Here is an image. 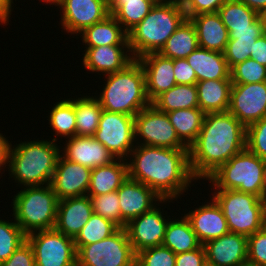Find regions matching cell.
Returning a JSON list of instances; mask_svg holds the SVG:
<instances>
[{"label": "cell", "mask_w": 266, "mask_h": 266, "mask_svg": "<svg viewBox=\"0 0 266 266\" xmlns=\"http://www.w3.org/2000/svg\"><path fill=\"white\" fill-rule=\"evenodd\" d=\"M167 115L178 137L189 147L200 133L205 113L198 107L173 110Z\"/></svg>", "instance_id": "obj_35"}, {"label": "cell", "mask_w": 266, "mask_h": 266, "mask_svg": "<svg viewBox=\"0 0 266 266\" xmlns=\"http://www.w3.org/2000/svg\"><path fill=\"white\" fill-rule=\"evenodd\" d=\"M175 266H207L204 246L176 255Z\"/></svg>", "instance_id": "obj_48"}, {"label": "cell", "mask_w": 266, "mask_h": 266, "mask_svg": "<svg viewBox=\"0 0 266 266\" xmlns=\"http://www.w3.org/2000/svg\"><path fill=\"white\" fill-rule=\"evenodd\" d=\"M124 266H140V263L137 260V258L135 257L131 262H129L128 264H126Z\"/></svg>", "instance_id": "obj_54"}, {"label": "cell", "mask_w": 266, "mask_h": 266, "mask_svg": "<svg viewBox=\"0 0 266 266\" xmlns=\"http://www.w3.org/2000/svg\"><path fill=\"white\" fill-rule=\"evenodd\" d=\"M186 60L194 69L197 82L211 79H231L230 68L224 53L198 47L186 57Z\"/></svg>", "instance_id": "obj_25"}, {"label": "cell", "mask_w": 266, "mask_h": 266, "mask_svg": "<svg viewBox=\"0 0 266 266\" xmlns=\"http://www.w3.org/2000/svg\"><path fill=\"white\" fill-rule=\"evenodd\" d=\"M151 104L159 111L165 113L178 109L198 108L196 84H176L168 91L159 95Z\"/></svg>", "instance_id": "obj_34"}, {"label": "cell", "mask_w": 266, "mask_h": 266, "mask_svg": "<svg viewBox=\"0 0 266 266\" xmlns=\"http://www.w3.org/2000/svg\"><path fill=\"white\" fill-rule=\"evenodd\" d=\"M262 36L266 39V21L262 18Z\"/></svg>", "instance_id": "obj_55"}, {"label": "cell", "mask_w": 266, "mask_h": 266, "mask_svg": "<svg viewBox=\"0 0 266 266\" xmlns=\"http://www.w3.org/2000/svg\"><path fill=\"white\" fill-rule=\"evenodd\" d=\"M246 4L249 8L253 9L259 15L266 12V0H239Z\"/></svg>", "instance_id": "obj_53"}, {"label": "cell", "mask_w": 266, "mask_h": 266, "mask_svg": "<svg viewBox=\"0 0 266 266\" xmlns=\"http://www.w3.org/2000/svg\"><path fill=\"white\" fill-rule=\"evenodd\" d=\"M228 112L246 128L266 117V81L232 84Z\"/></svg>", "instance_id": "obj_13"}, {"label": "cell", "mask_w": 266, "mask_h": 266, "mask_svg": "<svg viewBox=\"0 0 266 266\" xmlns=\"http://www.w3.org/2000/svg\"><path fill=\"white\" fill-rule=\"evenodd\" d=\"M207 266H240L247 263V237L228 232L204 245Z\"/></svg>", "instance_id": "obj_18"}, {"label": "cell", "mask_w": 266, "mask_h": 266, "mask_svg": "<svg viewBox=\"0 0 266 266\" xmlns=\"http://www.w3.org/2000/svg\"><path fill=\"white\" fill-rule=\"evenodd\" d=\"M76 255L77 266H124L136 257L125 228H119L101 241L80 247Z\"/></svg>", "instance_id": "obj_10"}, {"label": "cell", "mask_w": 266, "mask_h": 266, "mask_svg": "<svg viewBox=\"0 0 266 266\" xmlns=\"http://www.w3.org/2000/svg\"><path fill=\"white\" fill-rule=\"evenodd\" d=\"M55 5L61 10V28L76 36L109 15L103 0H59Z\"/></svg>", "instance_id": "obj_16"}, {"label": "cell", "mask_w": 266, "mask_h": 266, "mask_svg": "<svg viewBox=\"0 0 266 266\" xmlns=\"http://www.w3.org/2000/svg\"><path fill=\"white\" fill-rule=\"evenodd\" d=\"M240 266H256V265H253V264H250V263H245V264H242V265H240Z\"/></svg>", "instance_id": "obj_58"}, {"label": "cell", "mask_w": 266, "mask_h": 266, "mask_svg": "<svg viewBox=\"0 0 266 266\" xmlns=\"http://www.w3.org/2000/svg\"><path fill=\"white\" fill-rule=\"evenodd\" d=\"M246 148L266 160V117L246 128Z\"/></svg>", "instance_id": "obj_43"}, {"label": "cell", "mask_w": 266, "mask_h": 266, "mask_svg": "<svg viewBox=\"0 0 266 266\" xmlns=\"http://www.w3.org/2000/svg\"><path fill=\"white\" fill-rule=\"evenodd\" d=\"M79 35L85 47L129 45L128 33L112 15L86 28Z\"/></svg>", "instance_id": "obj_27"}, {"label": "cell", "mask_w": 266, "mask_h": 266, "mask_svg": "<svg viewBox=\"0 0 266 266\" xmlns=\"http://www.w3.org/2000/svg\"><path fill=\"white\" fill-rule=\"evenodd\" d=\"M179 218L169 220L162 243L176 255L193 251L202 245L185 215Z\"/></svg>", "instance_id": "obj_29"}, {"label": "cell", "mask_w": 266, "mask_h": 266, "mask_svg": "<svg viewBox=\"0 0 266 266\" xmlns=\"http://www.w3.org/2000/svg\"><path fill=\"white\" fill-rule=\"evenodd\" d=\"M210 200L183 214L202 245L229 232L224 213L213 198Z\"/></svg>", "instance_id": "obj_22"}, {"label": "cell", "mask_w": 266, "mask_h": 266, "mask_svg": "<svg viewBox=\"0 0 266 266\" xmlns=\"http://www.w3.org/2000/svg\"><path fill=\"white\" fill-rule=\"evenodd\" d=\"M257 38L259 37L229 39L224 56L230 69L250 58Z\"/></svg>", "instance_id": "obj_42"}, {"label": "cell", "mask_w": 266, "mask_h": 266, "mask_svg": "<svg viewBox=\"0 0 266 266\" xmlns=\"http://www.w3.org/2000/svg\"><path fill=\"white\" fill-rule=\"evenodd\" d=\"M36 266H77V251L73 238L55 228L27 235Z\"/></svg>", "instance_id": "obj_11"}, {"label": "cell", "mask_w": 266, "mask_h": 266, "mask_svg": "<svg viewBox=\"0 0 266 266\" xmlns=\"http://www.w3.org/2000/svg\"><path fill=\"white\" fill-rule=\"evenodd\" d=\"M159 0H111L108 4L112 15L128 33L139 24Z\"/></svg>", "instance_id": "obj_30"}, {"label": "cell", "mask_w": 266, "mask_h": 266, "mask_svg": "<svg viewBox=\"0 0 266 266\" xmlns=\"http://www.w3.org/2000/svg\"><path fill=\"white\" fill-rule=\"evenodd\" d=\"M88 196L91 199L94 214L112 221L121 228V210L117 190L107 194Z\"/></svg>", "instance_id": "obj_40"}, {"label": "cell", "mask_w": 266, "mask_h": 266, "mask_svg": "<svg viewBox=\"0 0 266 266\" xmlns=\"http://www.w3.org/2000/svg\"><path fill=\"white\" fill-rule=\"evenodd\" d=\"M126 161L128 177L163 199H179L197 180L190 169L188 149L135 145Z\"/></svg>", "instance_id": "obj_1"}, {"label": "cell", "mask_w": 266, "mask_h": 266, "mask_svg": "<svg viewBox=\"0 0 266 266\" xmlns=\"http://www.w3.org/2000/svg\"><path fill=\"white\" fill-rule=\"evenodd\" d=\"M125 159H116L111 164L93 168L87 195H102L116 191L128 178Z\"/></svg>", "instance_id": "obj_28"}, {"label": "cell", "mask_w": 266, "mask_h": 266, "mask_svg": "<svg viewBox=\"0 0 266 266\" xmlns=\"http://www.w3.org/2000/svg\"><path fill=\"white\" fill-rule=\"evenodd\" d=\"M198 47L196 28L191 20L186 18L167 39L159 53L163 57L175 60L188 57Z\"/></svg>", "instance_id": "obj_32"}, {"label": "cell", "mask_w": 266, "mask_h": 266, "mask_svg": "<svg viewBox=\"0 0 266 266\" xmlns=\"http://www.w3.org/2000/svg\"><path fill=\"white\" fill-rule=\"evenodd\" d=\"M11 203L13 219L26 235L55 227L58 199L51 184L23 187Z\"/></svg>", "instance_id": "obj_6"}, {"label": "cell", "mask_w": 266, "mask_h": 266, "mask_svg": "<svg viewBox=\"0 0 266 266\" xmlns=\"http://www.w3.org/2000/svg\"><path fill=\"white\" fill-rule=\"evenodd\" d=\"M246 148V127L228 111L206 113L196 140L189 146L193 176L206 180L222 164Z\"/></svg>", "instance_id": "obj_2"}, {"label": "cell", "mask_w": 266, "mask_h": 266, "mask_svg": "<svg viewBox=\"0 0 266 266\" xmlns=\"http://www.w3.org/2000/svg\"><path fill=\"white\" fill-rule=\"evenodd\" d=\"M117 193L121 210V228H125L129 221L149 212L155 206H161L160 203L166 205L167 202L169 204L173 201L161 198L150 187L129 177L117 189Z\"/></svg>", "instance_id": "obj_15"}, {"label": "cell", "mask_w": 266, "mask_h": 266, "mask_svg": "<svg viewBox=\"0 0 266 266\" xmlns=\"http://www.w3.org/2000/svg\"><path fill=\"white\" fill-rule=\"evenodd\" d=\"M13 0H0V24L8 25L9 17H11V11H13Z\"/></svg>", "instance_id": "obj_52"}, {"label": "cell", "mask_w": 266, "mask_h": 266, "mask_svg": "<svg viewBox=\"0 0 266 266\" xmlns=\"http://www.w3.org/2000/svg\"><path fill=\"white\" fill-rule=\"evenodd\" d=\"M5 137V135L0 133V173L2 170L5 172L4 169L9 166V154L12 146L11 142Z\"/></svg>", "instance_id": "obj_50"}, {"label": "cell", "mask_w": 266, "mask_h": 266, "mask_svg": "<svg viewBox=\"0 0 266 266\" xmlns=\"http://www.w3.org/2000/svg\"><path fill=\"white\" fill-rule=\"evenodd\" d=\"M262 18L266 21V12L262 15Z\"/></svg>", "instance_id": "obj_60"}, {"label": "cell", "mask_w": 266, "mask_h": 266, "mask_svg": "<svg viewBox=\"0 0 266 266\" xmlns=\"http://www.w3.org/2000/svg\"><path fill=\"white\" fill-rule=\"evenodd\" d=\"M76 114V136H94L103 108L99 100L91 95L74 98Z\"/></svg>", "instance_id": "obj_33"}, {"label": "cell", "mask_w": 266, "mask_h": 266, "mask_svg": "<svg viewBox=\"0 0 266 266\" xmlns=\"http://www.w3.org/2000/svg\"><path fill=\"white\" fill-rule=\"evenodd\" d=\"M185 19L181 2L159 0L142 21L128 32L133 58L159 53Z\"/></svg>", "instance_id": "obj_4"}, {"label": "cell", "mask_w": 266, "mask_h": 266, "mask_svg": "<svg viewBox=\"0 0 266 266\" xmlns=\"http://www.w3.org/2000/svg\"><path fill=\"white\" fill-rule=\"evenodd\" d=\"M49 112L47 120L56 137L52 139L53 141L57 142L59 136L66 137V139L76 136L74 98L58 101Z\"/></svg>", "instance_id": "obj_36"}, {"label": "cell", "mask_w": 266, "mask_h": 266, "mask_svg": "<svg viewBox=\"0 0 266 266\" xmlns=\"http://www.w3.org/2000/svg\"><path fill=\"white\" fill-rule=\"evenodd\" d=\"M106 4H109L111 0H103Z\"/></svg>", "instance_id": "obj_61"}, {"label": "cell", "mask_w": 266, "mask_h": 266, "mask_svg": "<svg viewBox=\"0 0 266 266\" xmlns=\"http://www.w3.org/2000/svg\"><path fill=\"white\" fill-rule=\"evenodd\" d=\"M247 262L266 265V226L247 237Z\"/></svg>", "instance_id": "obj_44"}, {"label": "cell", "mask_w": 266, "mask_h": 266, "mask_svg": "<svg viewBox=\"0 0 266 266\" xmlns=\"http://www.w3.org/2000/svg\"><path fill=\"white\" fill-rule=\"evenodd\" d=\"M173 71L176 84L194 85L197 83L195 71L186 58L175 59Z\"/></svg>", "instance_id": "obj_47"}, {"label": "cell", "mask_w": 266, "mask_h": 266, "mask_svg": "<svg viewBox=\"0 0 266 266\" xmlns=\"http://www.w3.org/2000/svg\"><path fill=\"white\" fill-rule=\"evenodd\" d=\"M135 143L171 149H189L178 137L167 113L150 104L134 117Z\"/></svg>", "instance_id": "obj_9"}, {"label": "cell", "mask_w": 266, "mask_h": 266, "mask_svg": "<svg viewBox=\"0 0 266 266\" xmlns=\"http://www.w3.org/2000/svg\"><path fill=\"white\" fill-rule=\"evenodd\" d=\"M264 199H266V166L264 172Z\"/></svg>", "instance_id": "obj_57"}, {"label": "cell", "mask_w": 266, "mask_h": 266, "mask_svg": "<svg viewBox=\"0 0 266 266\" xmlns=\"http://www.w3.org/2000/svg\"><path fill=\"white\" fill-rule=\"evenodd\" d=\"M250 58L266 66V39L263 36H260L254 42V48L250 54Z\"/></svg>", "instance_id": "obj_49"}, {"label": "cell", "mask_w": 266, "mask_h": 266, "mask_svg": "<svg viewBox=\"0 0 266 266\" xmlns=\"http://www.w3.org/2000/svg\"><path fill=\"white\" fill-rule=\"evenodd\" d=\"M61 155L72 162L90 169L111 164L116 158L93 136H74L65 140Z\"/></svg>", "instance_id": "obj_21"}, {"label": "cell", "mask_w": 266, "mask_h": 266, "mask_svg": "<svg viewBox=\"0 0 266 266\" xmlns=\"http://www.w3.org/2000/svg\"><path fill=\"white\" fill-rule=\"evenodd\" d=\"M262 36V20L251 30H243V31H231L229 33V39H237V38H252V37H260Z\"/></svg>", "instance_id": "obj_51"}, {"label": "cell", "mask_w": 266, "mask_h": 266, "mask_svg": "<svg viewBox=\"0 0 266 266\" xmlns=\"http://www.w3.org/2000/svg\"><path fill=\"white\" fill-rule=\"evenodd\" d=\"M217 13L229 33L251 30L262 20L261 15L239 0H227Z\"/></svg>", "instance_id": "obj_31"}, {"label": "cell", "mask_w": 266, "mask_h": 266, "mask_svg": "<svg viewBox=\"0 0 266 266\" xmlns=\"http://www.w3.org/2000/svg\"><path fill=\"white\" fill-rule=\"evenodd\" d=\"M134 117L122 113H101L94 138L105 146L116 159H128L135 148Z\"/></svg>", "instance_id": "obj_12"}, {"label": "cell", "mask_w": 266, "mask_h": 266, "mask_svg": "<svg viewBox=\"0 0 266 266\" xmlns=\"http://www.w3.org/2000/svg\"><path fill=\"white\" fill-rule=\"evenodd\" d=\"M137 60L145 73L146 94L151 103L176 85L173 59L163 57L160 53H149Z\"/></svg>", "instance_id": "obj_20"}, {"label": "cell", "mask_w": 266, "mask_h": 266, "mask_svg": "<svg viewBox=\"0 0 266 266\" xmlns=\"http://www.w3.org/2000/svg\"><path fill=\"white\" fill-rule=\"evenodd\" d=\"M214 190L210 198L224 213L229 232L248 237L266 226V199L237 190Z\"/></svg>", "instance_id": "obj_8"}, {"label": "cell", "mask_w": 266, "mask_h": 266, "mask_svg": "<svg viewBox=\"0 0 266 266\" xmlns=\"http://www.w3.org/2000/svg\"><path fill=\"white\" fill-rule=\"evenodd\" d=\"M82 65L87 71L107 75L123 70L134 58L129 45L84 47Z\"/></svg>", "instance_id": "obj_19"}, {"label": "cell", "mask_w": 266, "mask_h": 266, "mask_svg": "<svg viewBox=\"0 0 266 266\" xmlns=\"http://www.w3.org/2000/svg\"><path fill=\"white\" fill-rule=\"evenodd\" d=\"M232 84H250L266 81V66L252 58L237 63L230 69Z\"/></svg>", "instance_id": "obj_39"}, {"label": "cell", "mask_w": 266, "mask_h": 266, "mask_svg": "<svg viewBox=\"0 0 266 266\" xmlns=\"http://www.w3.org/2000/svg\"><path fill=\"white\" fill-rule=\"evenodd\" d=\"M163 1H177V2H182L183 0H163Z\"/></svg>", "instance_id": "obj_59"}, {"label": "cell", "mask_w": 266, "mask_h": 266, "mask_svg": "<svg viewBox=\"0 0 266 266\" xmlns=\"http://www.w3.org/2000/svg\"><path fill=\"white\" fill-rule=\"evenodd\" d=\"M0 266H36L32 246L26 241L7 260L1 262Z\"/></svg>", "instance_id": "obj_46"}, {"label": "cell", "mask_w": 266, "mask_h": 266, "mask_svg": "<svg viewBox=\"0 0 266 266\" xmlns=\"http://www.w3.org/2000/svg\"><path fill=\"white\" fill-rule=\"evenodd\" d=\"M140 266H175L176 254L163 245L136 253Z\"/></svg>", "instance_id": "obj_41"}, {"label": "cell", "mask_w": 266, "mask_h": 266, "mask_svg": "<svg viewBox=\"0 0 266 266\" xmlns=\"http://www.w3.org/2000/svg\"><path fill=\"white\" fill-rule=\"evenodd\" d=\"M265 166L266 160L245 148L222 164L206 181L213 189L237 190L264 199Z\"/></svg>", "instance_id": "obj_7"}, {"label": "cell", "mask_w": 266, "mask_h": 266, "mask_svg": "<svg viewBox=\"0 0 266 266\" xmlns=\"http://www.w3.org/2000/svg\"><path fill=\"white\" fill-rule=\"evenodd\" d=\"M62 147L49 139L16 143L10 149L9 178L22 188L51 184Z\"/></svg>", "instance_id": "obj_3"}, {"label": "cell", "mask_w": 266, "mask_h": 266, "mask_svg": "<svg viewBox=\"0 0 266 266\" xmlns=\"http://www.w3.org/2000/svg\"><path fill=\"white\" fill-rule=\"evenodd\" d=\"M227 0H183L182 8L186 18L202 13H215Z\"/></svg>", "instance_id": "obj_45"}, {"label": "cell", "mask_w": 266, "mask_h": 266, "mask_svg": "<svg viewBox=\"0 0 266 266\" xmlns=\"http://www.w3.org/2000/svg\"><path fill=\"white\" fill-rule=\"evenodd\" d=\"M104 80L102 92L95 96L103 110L135 116L151 104L146 94L145 73L137 59L123 70L105 75Z\"/></svg>", "instance_id": "obj_5"}, {"label": "cell", "mask_w": 266, "mask_h": 266, "mask_svg": "<svg viewBox=\"0 0 266 266\" xmlns=\"http://www.w3.org/2000/svg\"><path fill=\"white\" fill-rule=\"evenodd\" d=\"M88 195L58 200L55 229L75 238L93 214Z\"/></svg>", "instance_id": "obj_23"}, {"label": "cell", "mask_w": 266, "mask_h": 266, "mask_svg": "<svg viewBox=\"0 0 266 266\" xmlns=\"http://www.w3.org/2000/svg\"><path fill=\"white\" fill-rule=\"evenodd\" d=\"M118 229L119 227L112 221L93 213L88 222L73 239L76 251L84 245L93 244L111 236Z\"/></svg>", "instance_id": "obj_37"}, {"label": "cell", "mask_w": 266, "mask_h": 266, "mask_svg": "<svg viewBox=\"0 0 266 266\" xmlns=\"http://www.w3.org/2000/svg\"><path fill=\"white\" fill-rule=\"evenodd\" d=\"M43 3L46 2V5L49 4V5H54L59 1V0H41Z\"/></svg>", "instance_id": "obj_56"}, {"label": "cell", "mask_w": 266, "mask_h": 266, "mask_svg": "<svg viewBox=\"0 0 266 266\" xmlns=\"http://www.w3.org/2000/svg\"><path fill=\"white\" fill-rule=\"evenodd\" d=\"M162 212H164L162 207L155 206L149 212L143 213L126 224L125 230L135 254L144 249L162 245L167 224L171 219L170 215Z\"/></svg>", "instance_id": "obj_14"}, {"label": "cell", "mask_w": 266, "mask_h": 266, "mask_svg": "<svg viewBox=\"0 0 266 266\" xmlns=\"http://www.w3.org/2000/svg\"><path fill=\"white\" fill-rule=\"evenodd\" d=\"M6 221L0 217V263L27 241V235L14 220Z\"/></svg>", "instance_id": "obj_38"}, {"label": "cell", "mask_w": 266, "mask_h": 266, "mask_svg": "<svg viewBox=\"0 0 266 266\" xmlns=\"http://www.w3.org/2000/svg\"><path fill=\"white\" fill-rule=\"evenodd\" d=\"M92 169L58 157L51 186L58 200L87 195Z\"/></svg>", "instance_id": "obj_17"}, {"label": "cell", "mask_w": 266, "mask_h": 266, "mask_svg": "<svg viewBox=\"0 0 266 266\" xmlns=\"http://www.w3.org/2000/svg\"><path fill=\"white\" fill-rule=\"evenodd\" d=\"M189 19L196 28L200 48L224 53L229 32L217 12L202 13Z\"/></svg>", "instance_id": "obj_24"}, {"label": "cell", "mask_w": 266, "mask_h": 266, "mask_svg": "<svg viewBox=\"0 0 266 266\" xmlns=\"http://www.w3.org/2000/svg\"><path fill=\"white\" fill-rule=\"evenodd\" d=\"M231 86V79L198 81L196 87L199 108L205 114L228 111Z\"/></svg>", "instance_id": "obj_26"}]
</instances>
